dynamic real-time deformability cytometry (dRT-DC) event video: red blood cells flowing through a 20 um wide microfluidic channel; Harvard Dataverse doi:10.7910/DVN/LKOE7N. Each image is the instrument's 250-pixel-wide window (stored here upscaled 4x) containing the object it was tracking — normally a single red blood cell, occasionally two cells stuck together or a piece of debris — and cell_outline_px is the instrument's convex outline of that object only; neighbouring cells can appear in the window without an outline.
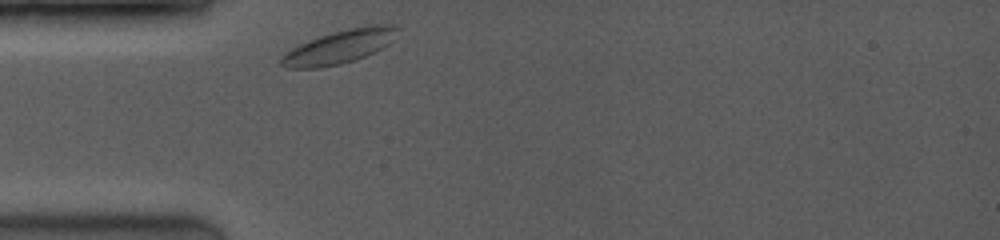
{"species": "common noctule bat (a hibernating species)", "species_latin": "Nyctalus noctula", "temperature_condition": "room temperature", "stored_images_in_passage": 3, "camera_frame_rate_fps": 3500, "um_per_image_px": 0.085, "animal": {"sex": "female", "body_mass_g": 19.0, "forearm_length_mm": 53.3}, "frame": {"image": 1, "passage_image": 1, "time_ms": 0.0, "image_size_px": [1000, 240], "cell_outline_px": [[400, 28], [396, 40], [364, 56], [340, 64], [320, 68], [288, 68], [280, 64], [280, 56], [284, 52], [300, 44], [320, 36], [348, 28], [372, 24], [396, 24]], "centroid_in_image_um": [28.89, 3.95], "position_along_channel_um": 56.1, "area_um2": 22.77}}